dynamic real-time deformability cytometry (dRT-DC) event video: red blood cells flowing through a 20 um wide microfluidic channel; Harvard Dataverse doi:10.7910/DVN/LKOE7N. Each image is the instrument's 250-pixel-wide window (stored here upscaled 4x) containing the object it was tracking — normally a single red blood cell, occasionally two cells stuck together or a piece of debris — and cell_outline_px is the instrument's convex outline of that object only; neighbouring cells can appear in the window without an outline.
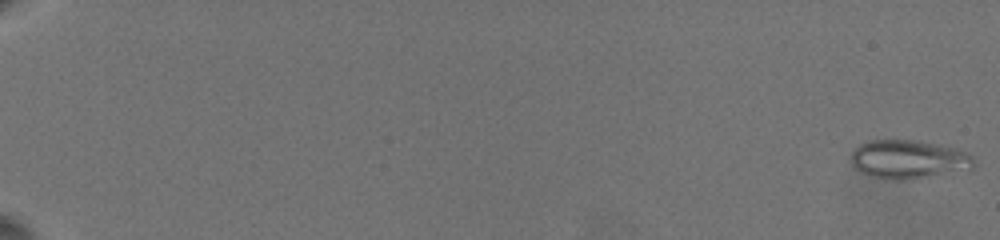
{"species": "common noctule bat (a hibernating species)", "species_latin": "Nyctalus noctula", "temperature_condition": "warm", "stored_images_in_passage": 29, "camera_frame_rate_fps": 3000, "um_per_image_px": 0.085, "animal": {"sex": "female", "body_mass_g": 19.5, "forearm_length_mm": 54.1}, "frame": {"image": 1, "passage_image": 1, "time_ms": 0.0, "image_size_px": [1000, 240], "cell_outline_px": [[972, 168], [896, 180], [872, 176], [860, 172], [848, 160], [848, 156], [860, 144], [872, 140], [912, 140], [952, 148], [964, 152], [972, 156]], "centroid_in_image_um": [77.09, 13.52], "position_along_channel_um": 7.9, "area_um2": 26.59}}
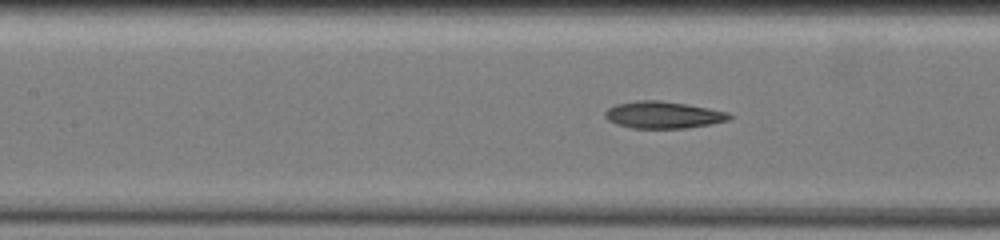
{"frame": {"image": 2, "passage_image": 23, "time_ms": 10.667, "image_size_px": [1000, 240], "cell_outline_px": [[736, 116], [728, 120], [688, 128], [632, 128], [616, 124], [608, 120], [604, 116], [604, 112], [608, 108], [616, 104], [636, 100], [660, 100], [688, 104], [728, 112]], "centroid_in_image_um": [56.37, 9.76], "position_along_channel_um": 151.0, "area_um2": 19.65}}
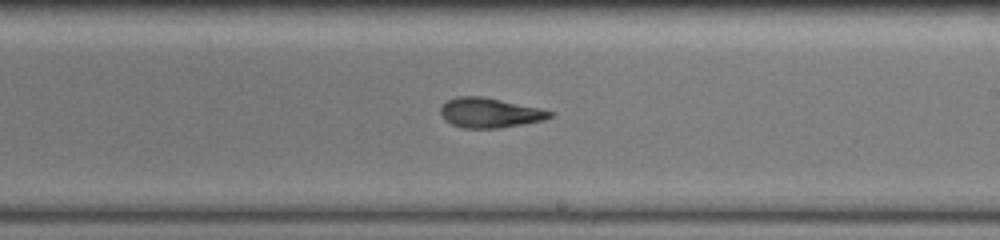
{"frame": {"image": 3, "passage_image": 29, "time_ms": 13.333, "image_size_px": [1000, 240], "cell_outline_px": [[556, 112], [552, 116], [544, 120], [524, 124], [500, 128], [464, 128], [452, 124], [444, 120], [440, 116], [440, 108], [448, 100], [456, 96], [480, 96], [540, 108]], "centroid_in_image_um": [41.63, 9.59], "position_along_channel_um": 247.4, "area_um2": 19.02}}